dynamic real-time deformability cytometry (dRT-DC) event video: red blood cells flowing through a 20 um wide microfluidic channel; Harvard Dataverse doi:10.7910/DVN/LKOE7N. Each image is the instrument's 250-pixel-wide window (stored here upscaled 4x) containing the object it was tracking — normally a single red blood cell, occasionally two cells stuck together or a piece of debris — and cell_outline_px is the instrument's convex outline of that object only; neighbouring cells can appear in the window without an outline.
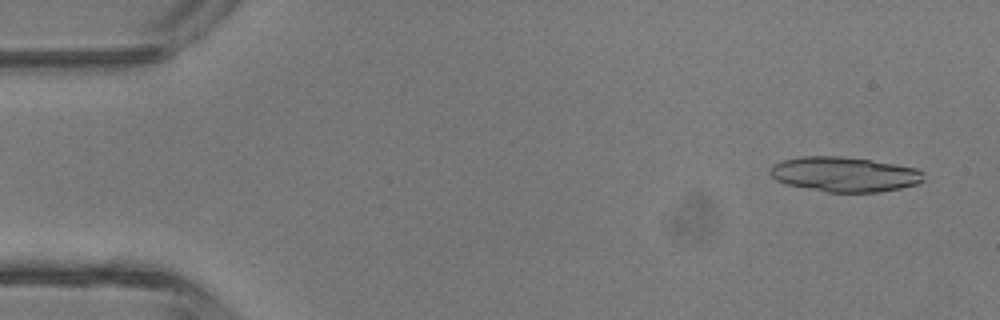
{"species": "common noctule bat (a hibernating species)", "species_latin": "Nyctalus noctula", "temperature_condition": "room temperature", "stored_images_in_passage": 3, "camera_frame_rate_fps": 3000, "um_per_image_px": 0.085, "animal": {"sex": "male", "body_mass_g": 13.3}, "frame": {"image": 1, "passage_image": 1, "time_ms": 0.0, "image_size_px": [1000, 320], "cell_outline_px": [[924, 180], [916, 184], [900, 188], [880, 192], [828, 192], [788, 184], [776, 180], [768, 172], [768, 168], [772, 164], [784, 160], [800, 156], [840, 156], [872, 160], [896, 164], [916, 168], [924, 172]], "centroid_in_image_um": [71.78, 14.8], "position_along_channel_um": 13.2, "area_um2": 31.27}}